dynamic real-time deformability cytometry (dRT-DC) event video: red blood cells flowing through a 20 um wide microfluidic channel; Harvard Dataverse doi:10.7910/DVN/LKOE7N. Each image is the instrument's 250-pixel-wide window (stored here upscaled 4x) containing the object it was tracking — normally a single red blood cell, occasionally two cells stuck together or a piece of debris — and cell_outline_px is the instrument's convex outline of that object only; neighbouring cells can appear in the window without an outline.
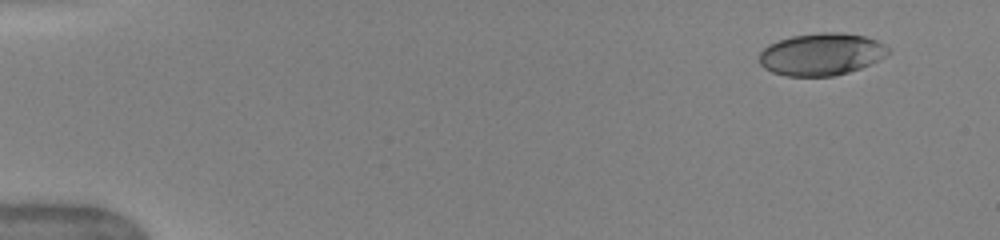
{"species": "human", "species_latin": "Homo sapiens", "temperature_condition": "warm", "stored_images_in_passage": 47, "camera_frame_rate_fps": 3000, "um_per_image_px": 0.085, "donor": {"sex": "female"}, "frame": {"image": 1, "passage_image": 1, "time_ms": 0.0, "image_size_px": [1000, 240], "cell_outline_px": [[892, 52], [860, 68], [848, 72], [832, 76], [784, 76], [772, 72], [764, 68], [760, 64], [760, 52], [768, 44], [792, 36], [824, 32], [840, 32], [864, 36], [876, 40], [884, 44]], "centroid_in_image_um": [69.8, 4.61], "position_along_channel_um": 15.2, "area_um2": 31.56}}
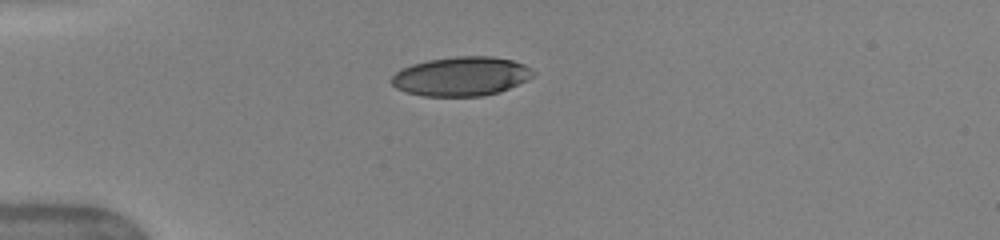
{"frame": {"image": 2, "passage_image": 11, "time_ms": 3.333, "image_size_px": [1000, 240], "cell_outline_px": [[536, 72], [532, 76], [500, 92], [484, 96], [424, 96], [408, 92], [396, 88], [388, 80], [396, 72], [412, 64], [428, 60], [456, 56], [492, 56], [512, 60], [524, 64]], "centroid_in_image_um": [39.19, 6.48], "position_along_channel_um": 45.8, "area_um2": 32.19}}
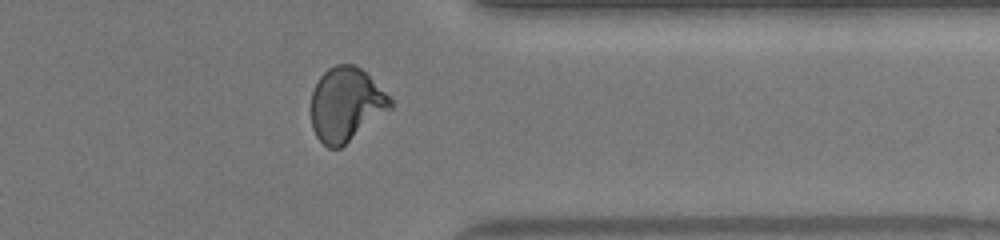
{"frame": {"image": 3, "passage_image": 38, "time_ms": 12.333, "image_size_px": [1000, 240], "cell_outline_px": [[392, 108], [340, 148], [328, 148], [316, 136], [312, 128], [312, 92], [320, 76], [328, 68], [336, 64], [352, 64], [360, 68], [392, 100]], "centroid_in_image_um": [29.39, 8.88], "position_along_channel_um": 382.0, "area_um2": 33.58}, "authors_computed_cell_mechanics": {"area_um2": 33.4662, "velocity_mm_per_s": 4.0699, "shape_relaxation_time_tau1_ms": 5.0979, "shape_relaxation_time_tau2_ms": 1.0824, "deformation_change_tau1": 0.189, "deformation_change_tau2": 0.0546}}